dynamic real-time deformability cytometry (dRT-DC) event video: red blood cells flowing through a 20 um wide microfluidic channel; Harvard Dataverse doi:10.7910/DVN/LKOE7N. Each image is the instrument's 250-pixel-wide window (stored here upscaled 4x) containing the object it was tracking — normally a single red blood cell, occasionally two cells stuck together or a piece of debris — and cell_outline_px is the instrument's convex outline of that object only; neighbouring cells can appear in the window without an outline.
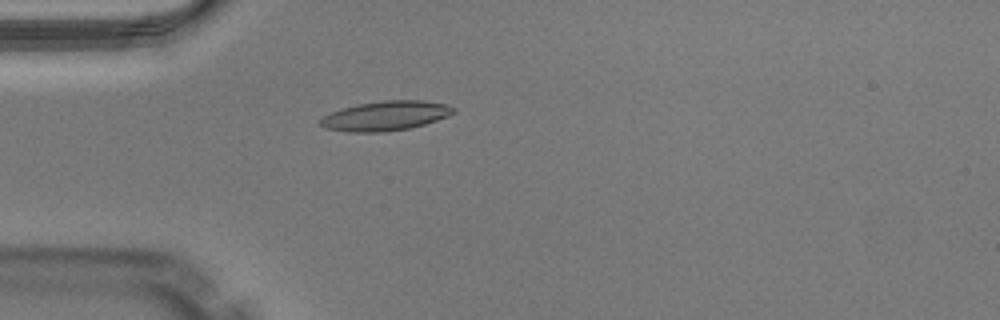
{"species": "Egyptian fruit bat (a non-hibernating species)", "species_latin": "Rousettus aegyptiacus", "temperature_condition": "warm", "stored_images_in_passage": 50, "camera_frame_rate_fps": 3000, "um_per_image_px": 0.085, "animal": {"sex": "male"}, "frame": {"image": 1, "passage_image": 15, "time_ms": 4.667, "image_size_px": [1000, 320], "cell_outline_px": [[456, 112], [448, 116], [424, 124], [408, 128], [384, 132], [348, 132], [324, 128], [320, 124], [320, 120], [324, 116], [332, 112], [356, 104], [384, 100], [420, 100], [444, 104], [456, 108]], "centroid_in_image_um": [32.77, 9.84], "position_along_channel_um": 52.2, "area_um2": 22.77}}
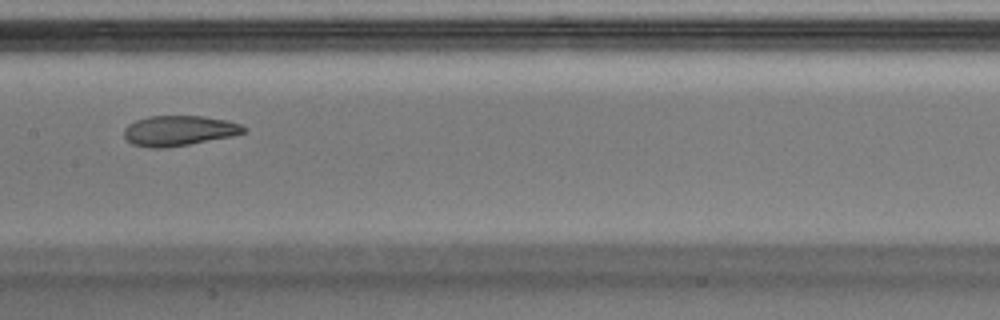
{"frame": {"image": 2, "passage_image": 26, "time_ms": 8.333, "image_size_px": [1000, 320], "cell_outline_px": [[248, 128], [244, 132], [232, 136], [168, 148], [148, 148], [132, 144], [124, 136], [124, 128], [128, 124], [136, 120], [148, 116], [204, 116], [228, 120], [240, 124]], "centroid_in_image_um": [15.2, 11.11], "position_along_channel_um": 192.2, "area_um2": 21.21}}
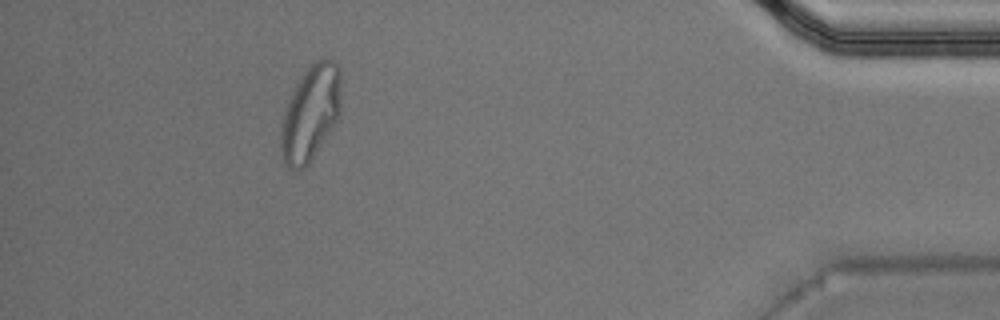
{"frame": {"image": 3, "passage_image": 46, "time_ms": 15.0, "image_size_px": [1000, 320], "cell_outline_px": [[340, 112], [332, 128], [308, 164], [304, 168], [296, 172], [288, 168], [284, 160], [280, 148], [280, 136], [284, 112], [288, 100], [296, 84], [304, 72], [320, 56], [324, 56], [332, 60], [340, 68]], "centroid_in_image_um": [26.39, 9.61], "position_along_channel_um": 408.8, "area_um2": 33.35}, "authors_computed_cell_mechanics": {"area_um2": 21.5594, "velocity_mm_per_s": 4.044, "shape_relaxation_time_tau1_ms": null, "shape_relaxation_time_tau2_ms": 1.6016, "deformation_change_tau1": null, "deformation_change_tau2": 0.073}}